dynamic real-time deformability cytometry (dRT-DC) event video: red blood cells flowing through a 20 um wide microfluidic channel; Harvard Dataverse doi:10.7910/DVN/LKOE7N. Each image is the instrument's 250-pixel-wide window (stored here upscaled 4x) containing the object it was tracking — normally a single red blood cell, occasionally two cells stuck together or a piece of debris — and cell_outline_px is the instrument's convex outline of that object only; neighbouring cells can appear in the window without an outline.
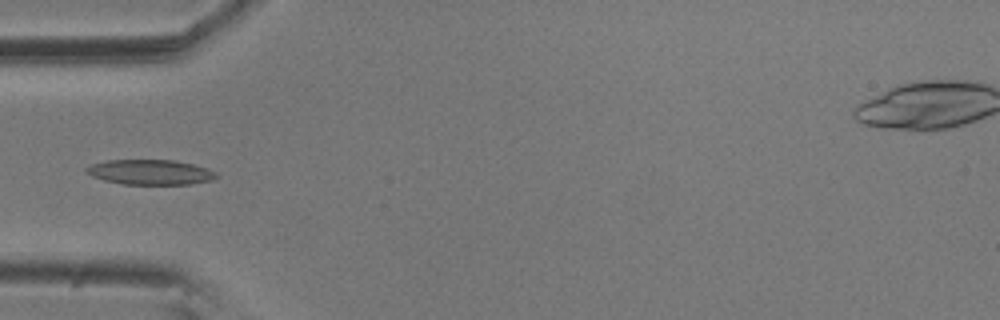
{"species": "common noctule bat (a hibernating species)", "species_latin": "Nyctalus noctula", "temperature_condition": "room temperature", "stored_images_in_passage": 4, "camera_frame_rate_fps": 3000, "um_per_image_px": 0.085, "animal": {"sex": "male", "body_mass_g": 20.5, "forearm_length_mm": 52.5}, "frame": {"image": 1, "passage_image": 4, "time_ms": 1.0, "image_size_px": [1000, 320], "cell_outline_px": [[220, 176], [212, 180], [192, 184], [124, 184], [104, 180], [92, 176], [84, 172], [84, 168], [92, 164], [108, 160], [176, 160], [208, 168], [216, 172]], "centroid_in_image_um": [12.79, 14.63], "position_along_channel_um": 72.2, "area_um2": 19.07}}